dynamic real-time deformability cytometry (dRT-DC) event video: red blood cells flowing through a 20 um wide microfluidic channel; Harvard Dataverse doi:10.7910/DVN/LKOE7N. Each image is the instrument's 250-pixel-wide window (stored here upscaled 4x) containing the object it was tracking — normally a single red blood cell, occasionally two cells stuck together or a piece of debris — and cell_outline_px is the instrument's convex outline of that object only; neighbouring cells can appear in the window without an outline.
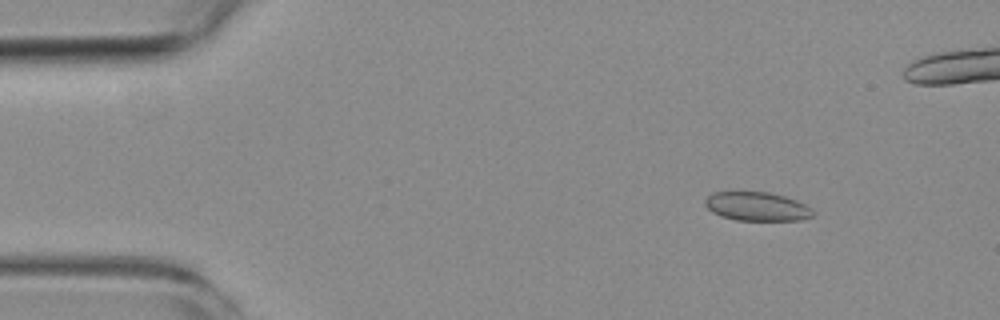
{"species": "common noctule bat (a hibernating species)", "species_latin": "Nyctalus noctula", "temperature_condition": "room temperature", "stored_images_in_passage": 4, "camera_frame_rate_fps": 3000, "um_per_image_px": 0.085, "animal": {"sex": "female", "body_mass_g": 19.3, "forearm_length_mm": 54.1}, "frame": {"image": 1, "passage_image": 1, "time_ms": 0.0, "image_size_px": [1000, 320], "cell_outline_px": [[816, 212], [812, 216], [800, 220], [736, 220], [720, 216], [712, 212], [704, 204], [704, 200], [712, 192], [768, 192], [784, 196], [796, 200], [812, 208]], "centroid_in_image_um": [64.34, 17.55], "position_along_channel_um": 20.7, "area_um2": 18.15}}